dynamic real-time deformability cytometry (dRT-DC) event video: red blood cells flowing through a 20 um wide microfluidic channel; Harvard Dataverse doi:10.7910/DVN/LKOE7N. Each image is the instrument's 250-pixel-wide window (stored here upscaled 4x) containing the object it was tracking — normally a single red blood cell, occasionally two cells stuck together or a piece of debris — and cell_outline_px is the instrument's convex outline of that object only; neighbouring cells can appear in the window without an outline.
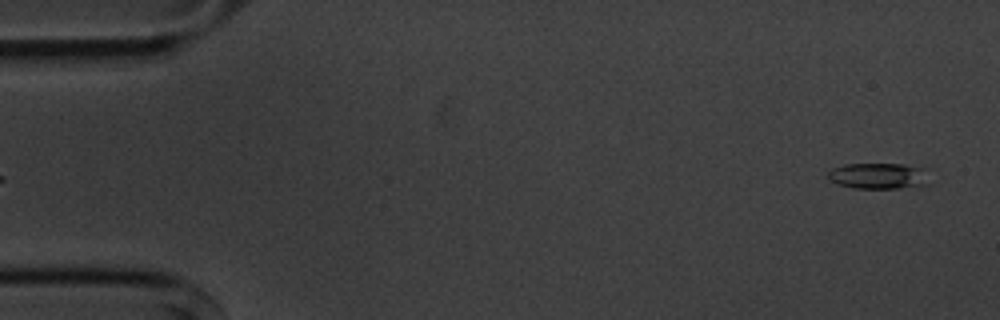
{"species": "common noctule bat (a hibernating species)", "species_latin": "Nyctalus noctula", "temperature_condition": "cold", "stored_images_in_passage": 5, "camera_frame_rate_fps": 3000, "um_per_image_px": 0.085, "animal": {"sex": "male", "body_mass_g": 20.1, "forearm_length_mm": 53.5}, "frame": {"image": 1, "passage_image": 5, "time_ms": 5.333, "image_size_px": [1000, 320], "cell_outline_px": [[924, 184], [896, 188], [856, 188], [840, 184], [832, 180], [828, 176], [828, 172], [832, 168], [844, 164], [904, 164], [920, 168]], "centroid_in_image_um": [74.51, 14.94], "position_along_channel_um": 10.5, "area_um2": 14.45}}